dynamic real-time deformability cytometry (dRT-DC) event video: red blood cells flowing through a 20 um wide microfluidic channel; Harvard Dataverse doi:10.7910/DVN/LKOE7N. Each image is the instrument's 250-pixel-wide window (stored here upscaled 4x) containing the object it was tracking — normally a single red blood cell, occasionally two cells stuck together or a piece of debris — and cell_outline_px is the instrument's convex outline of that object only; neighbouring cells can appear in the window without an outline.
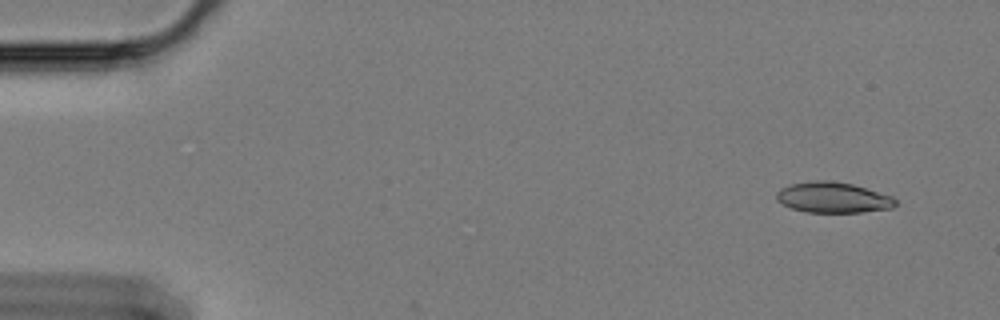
{"species": "Egyptian fruit bat (a non-hibernating species)", "species_latin": "Rousettus aegyptiacus", "temperature_condition": "cold", "stored_images_in_passage": 2, "segment_of_instrument_passage": [1, 2], "camera_frame_rate_fps": 3000, "um_per_image_px": 0.085, "animal": {"sex": "female"}, "frame": {"image": 1, "passage_image": 1, "time_ms": 0.0, "image_size_px": [1000, 320], "cell_outline_px": [[896, 204], [892, 208], [860, 212], [808, 212], [792, 208], [776, 200], [776, 192], [780, 188], [792, 184], [816, 180], [828, 180], [852, 184], [892, 196], [896, 200]], "centroid_in_image_um": [70.79, 16.78], "position_along_channel_um": 14.2, "area_um2": 21.04}}